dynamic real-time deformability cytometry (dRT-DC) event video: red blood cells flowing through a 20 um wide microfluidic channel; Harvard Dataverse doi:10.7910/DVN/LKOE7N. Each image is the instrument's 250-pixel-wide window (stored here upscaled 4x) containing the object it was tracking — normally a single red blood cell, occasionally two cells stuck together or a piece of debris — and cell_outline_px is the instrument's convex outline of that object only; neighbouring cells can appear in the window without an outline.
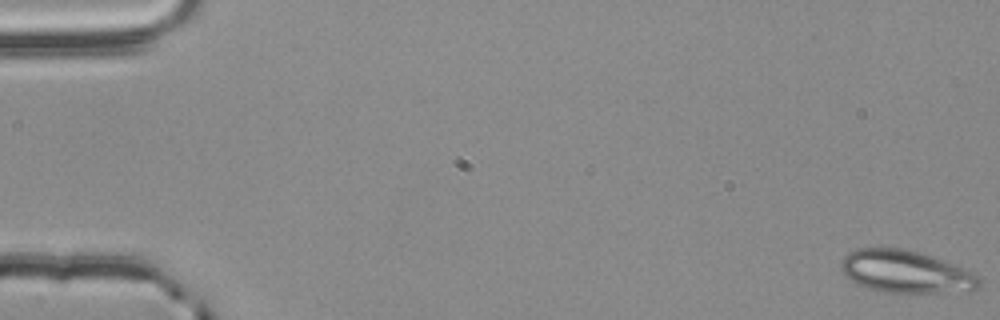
{"species": "common noctule bat (a hibernating species)", "species_latin": "Nyctalus noctula", "temperature_condition": "room temperature", "stored_images_in_passage": 57, "camera_frame_rate_fps": 3000, "um_per_image_px": 0.085, "animal": {"sex": "male", "body_mass_g": 20.4}, "frame": {"image": 1, "passage_image": 1, "time_ms": 0.0, "image_size_px": [1000, 320], "cell_outline_px": [[980, 288], [972, 292], [884, 292], [868, 288], [852, 280], [840, 268], [840, 260], [848, 252], [856, 248], [908, 248], [972, 272], [980, 276]], "centroid_in_image_um": [77.0, 23.1], "position_along_channel_um": 8.0, "area_um2": 34.04}}
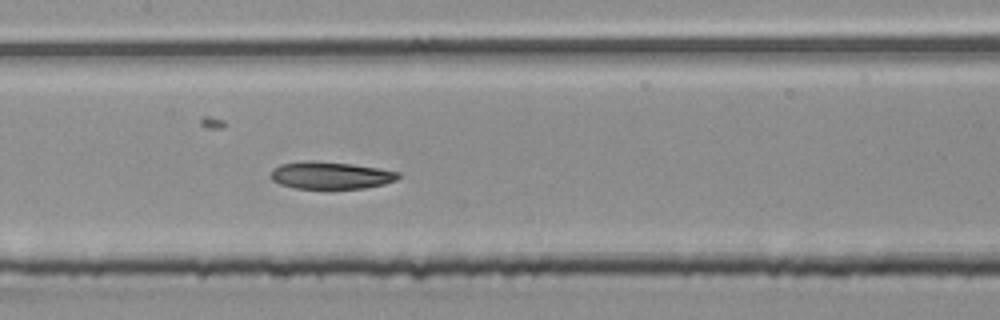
{"frame": {"image": 2, "passage_image": 28, "time_ms": 9.0, "image_size_px": [1000, 320], "cell_outline_px": [[400, 176], [396, 180], [384, 184], [364, 188], [296, 188], [280, 184], [272, 180], [272, 168], [280, 164], [308, 160], [312, 160], [352, 164], [400, 172]], "centroid_in_image_um": [28.1, 14.89], "position_along_channel_um": 179.3, "area_um2": 20.11}}
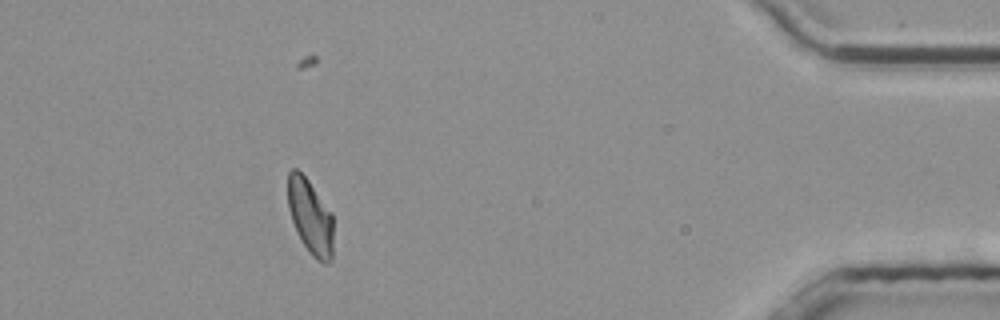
{"frame": {"image": 3, "passage_image": 51, "time_ms": 16.667, "image_size_px": [1000, 320], "cell_outline_px": [[332, 260], [324, 264], [316, 260], [312, 256], [300, 240], [296, 232], [288, 208], [288, 172], [292, 168], [296, 168], [308, 180], [332, 212]], "centroid_in_image_um": [26.37, 18.44], "position_along_channel_um": 408.8, "area_um2": 19.94}, "authors_computed_cell_mechanics": {"area_um2": 21.0392, "velocity_mm_per_s": 3.7387, "shape_relaxation_time_tau1_ms": null, "shape_relaxation_time_tau2_ms": 8.5643, "deformation_change_tau1": null, "deformation_change_tau2": 0.1251}}